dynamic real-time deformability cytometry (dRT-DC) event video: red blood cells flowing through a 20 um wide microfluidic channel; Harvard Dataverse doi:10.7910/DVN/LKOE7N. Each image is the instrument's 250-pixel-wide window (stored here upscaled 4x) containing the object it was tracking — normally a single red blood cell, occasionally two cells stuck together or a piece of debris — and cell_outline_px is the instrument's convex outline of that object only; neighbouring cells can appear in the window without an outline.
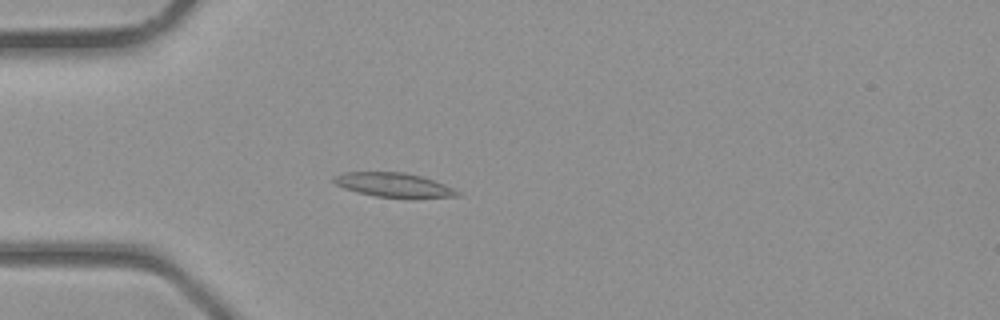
{"species": "common noctule bat (a hibernating species)", "species_latin": "Nyctalus noctula", "temperature_condition": "room temperature", "stored_images_in_passage": 38, "camera_frame_rate_fps": 3000, "um_per_image_px": 0.085, "animal": {"sex": "male", "body_mass_g": 23.1, "forearm_length_mm": 52.7}, "frame": {"image": 1, "passage_image": 11, "time_ms": 3.333, "image_size_px": [1000, 320], "cell_outline_px": [[460, 196], [376, 196], [356, 192], [344, 188], [336, 184], [332, 180], [332, 176], [344, 172], [404, 172], [420, 176], [444, 184], [460, 192]], "centroid_in_image_um": [33.36, 15.68], "position_along_channel_um": 51.6, "area_um2": 16.76}}
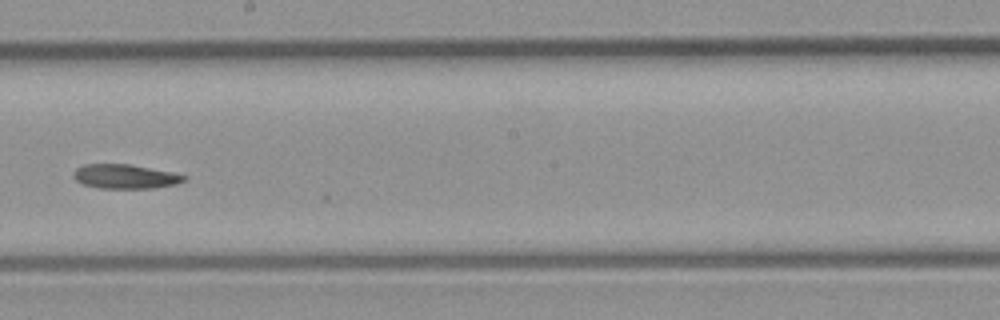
{"frame": {"image": 2, "passage_image": 22, "time_ms": 7.0, "image_size_px": [1000, 320], "cell_outline_px": [[188, 176], [184, 180], [176, 184], [152, 188], [100, 188], [84, 184], [76, 180], [72, 176], [72, 172], [76, 168], [84, 164], [132, 164], [172, 172]], "centroid_in_image_um": [10.62, 14.99], "position_along_channel_um": 237.6, "area_um2": 15.66}}
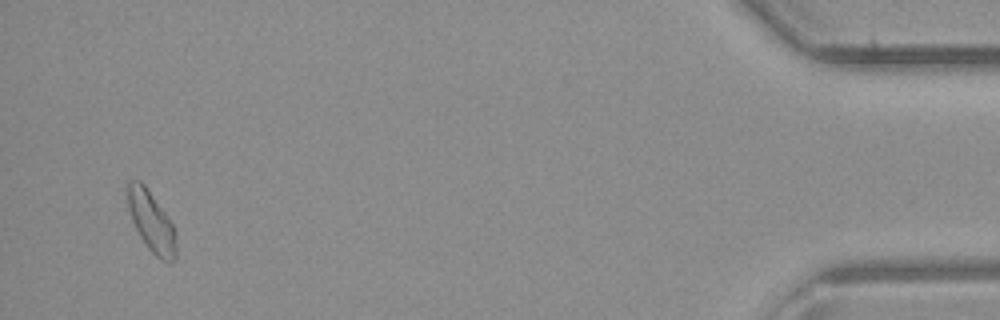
{"frame": {"image": 3, "passage_image": 37, "time_ms": 12.0, "image_size_px": [1000, 320], "cell_outline_px": [[176, 256], [168, 264], [160, 260], [148, 248], [140, 236], [132, 220], [128, 208], [128, 180], [140, 180], [144, 184], [164, 212], [172, 224], [176, 232]], "centroid_in_image_um": [12.88, 18.87], "position_along_channel_um": 422.3, "area_um2": 16.88}}